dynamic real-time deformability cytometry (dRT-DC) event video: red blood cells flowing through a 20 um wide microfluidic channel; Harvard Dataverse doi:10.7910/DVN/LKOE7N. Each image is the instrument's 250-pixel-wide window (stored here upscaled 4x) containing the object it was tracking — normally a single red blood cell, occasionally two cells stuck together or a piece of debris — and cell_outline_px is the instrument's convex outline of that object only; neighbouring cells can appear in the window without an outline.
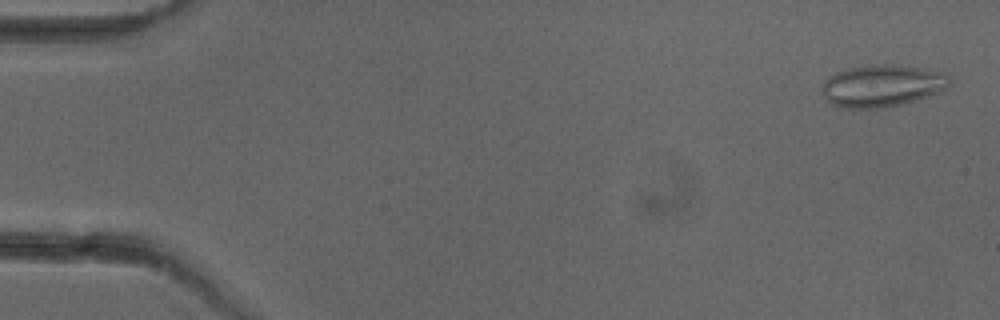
{"species": "common noctule bat (a hibernating species)", "species_latin": "Nyctalus noctula", "temperature_condition": "cold", "stored_images_in_passage": 3, "camera_frame_rate_fps": 3000, "um_per_image_px": 0.085, "animal": {"sex": "female"}, "frame": {"image": 1, "passage_image": 1, "time_ms": 0.0, "image_size_px": [1000, 320], "cell_outline_px": [[952, 84], [948, 88], [940, 92], [904, 104], [884, 108], [836, 108], [824, 96], [820, 88], [820, 84], [828, 76], [836, 72], [852, 68], [876, 64], [892, 64], [920, 68], [944, 72], [948, 76]], "centroid_in_image_um": [74.97, 7.3], "position_along_channel_um": 10.0, "area_um2": 31.67}}